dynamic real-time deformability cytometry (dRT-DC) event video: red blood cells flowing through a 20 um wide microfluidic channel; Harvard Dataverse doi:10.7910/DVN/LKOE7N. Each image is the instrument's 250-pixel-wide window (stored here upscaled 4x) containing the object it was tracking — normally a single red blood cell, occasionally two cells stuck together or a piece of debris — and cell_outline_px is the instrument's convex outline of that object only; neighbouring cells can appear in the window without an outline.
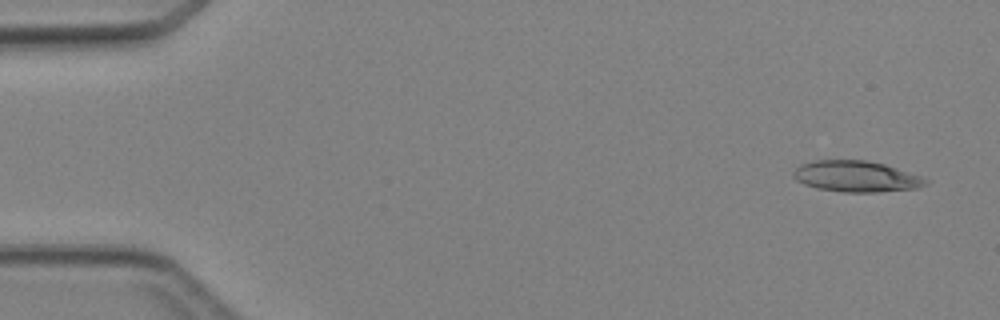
{"species": "Egyptian fruit bat (a non-hibernating species)", "species_latin": "Rousettus aegyptiacus", "temperature_condition": "cold", "stored_images_in_passage": 5, "camera_frame_rate_fps": 3000, "um_per_image_px": 0.085, "animal": {"sex": "female"}, "frame": {"image": 1, "passage_image": 1, "time_ms": 0.0, "image_size_px": [1000, 320], "cell_outline_px": [[932, 180], [928, 184], [916, 188], [880, 192], [844, 192], [816, 188], [804, 184], [796, 180], [792, 176], [792, 172], [800, 164], [816, 160], [864, 160], [884, 164], [924, 176]], "centroid_in_image_um": [72.82, 15.0], "position_along_channel_um": 12.2, "area_um2": 24.22}}
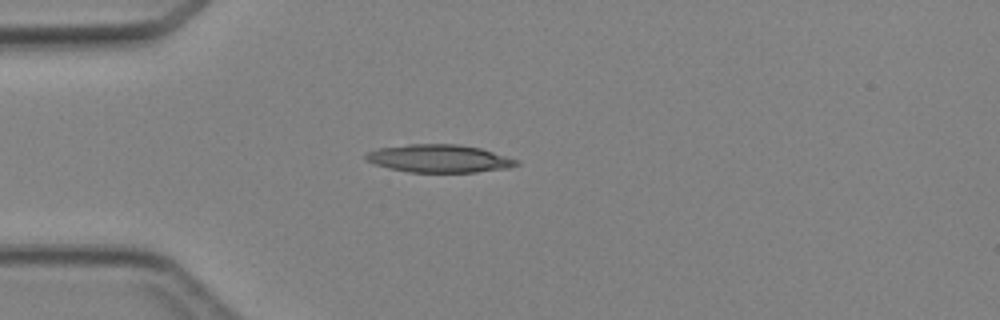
{"frame": {"image": 2, "passage_image": 4, "time_ms": 3.333, "image_size_px": [1000, 320], "cell_outline_px": [[520, 164], [508, 168], [476, 172], [408, 172], [388, 168], [376, 164], [368, 160], [364, 156], [368, 152], [380, 148], [408, 144], [460, 144], [480, 148], [520, 160]], "centroid_in_image_um": [37.38, 13.47], "position_along_channel_um": 47.6, "area_um2": 24.39}}